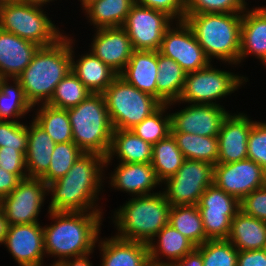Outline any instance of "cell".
Masks as SVG:
<instances>
[{
	"instance_id": "obj_1",
	"label": "cell",
	"mask_w": 266,
	"mask_h": 266,
	"mask_svg": "<svg viewBox=\"0 0 266 266\" xmlns=\"http://www.w3.org/2000/svg\"><path fill=\"white\" fill-rule=\"evenodd\" d=\"M105 159L106 157L99 154L84 153L73 163L65 176L48 184L47 195L51 194L48 210L102 211L96 202L99 200L98 195L104 185L102 182L104 183L105 178L103 176V168H106Z\"/></svg>"
},
{
	"instance_id": "obj_2",
	"label": "cell",
	"mask_w": 266,
	"mask_h": 266,
	"mask_svg": "<svg viewBox=\"0 0 266 266\" xmlns=\"http://www.w3.org/2000/svg\"><path fill=\"white\" fill-rule=\"evenodd\" d=\"M53 224L43 227L44 248L47 256L59 257L51 265L93 253L100 238L102 211L69 212L48 210Z\"/></svg>"
},
{
	"instance_id": "obj_3",
	"label": "cell",
	"mask_w": 266,
	"mask_h": 266,
	"mask_svg": "<svg viewBox=\"0 0 266 266\" xmlns=\"http://www.w3.org/2000/svg\"><path fill=\"white\" fill-rule=\"evenodd\" d=\"M70 38L64 35L53 45L39 47L17 78L33 108L47 104L57 84L71 71Z\"/></svg>"
},
{
	"instance_id": "obj_4",
	"label": "cell",
	"mask_w": 266,
	"mask_h": 266,
	"mask_svg": "<svg viewBox=\"0 0 266 266\" xmlns=\"http://www.w3.org/2000/svg\"><path fill=\"white\" fill-rule=\"evenodd\" d=\"M184 21L211 62L239 64L242 13L185 14Z\"/></svg>"
},
{
	"instance_id": "obj_5",
	"label": "cell",
	"mask_w": 266,
	"mask_h": 266,
	"mask_svg": "<svg viewBox=\"0 0 266 266\" xmlns=\"http://www.w3.org/2000/svg\"><path fill=\"white\" fill-rule=\"evenodd\" d=\"M170 208L161 191L132 197L113 214L118 230L114 236L148 244L168 224Z\"/></svg>"
},
{
	"instance_id": "obj_6",
	"label": "cell",
	"mask_w": 266,
	"mask_h": 266,
	"mask_svg": "<svg viewBox=\"0 0 266 266\" xmlns=\"http://www.w3.org/2000/svg\"><path fill=\"white\" fill-rule=\"evenodd\" d=\"M67 111L72 126L73 142L84 153L106 157L114 128L103 94L91 93L79 105Z\"/></svg>"
},
{
	"instance_id": "obj_7",
	"label": "cell",
	"mask_w": 266,
	"mask_h": 266,
	"mask_svg": "<svg viewBox=\"0 0 266 266\" xmlns=\"http://www.w3.org/2000/svg\"><path fill=\"white\" fill-rule=\"evenodd\" d=\"M43 6L30 1L0 3V29L40 47L55 44L64 35L45 14Z\"/></svg>"
},
{
	"instance_id": "obj_8",
	"label": "cell",
	"mask_w": 266,
	"mask_h": 266,
	"mask_svg": "<svg viewBox=\"0 0 266 266\" xmlns=\"http://www.w3.org/2000/svg\"><path fill=\"white\" fill-rule=\"evenodd\" d=\"M102 94L114 130H130L163 105L159 99L138 90L119 75Z\"/></svg>"
},
{
	"instance_id": "obj_9",
	"label": "cell",
	"mask_w": 266,
	"mask_h": 266,
	"mask_svg": "<svg viewBox=\"0 0 266 266\" xmlns=\"http://www.w3.org/2000/svg\"><path fill=\"white\" fill-rule=\"evenodd\" d=\"M212 66L210 63L207 67L198 71L186 73L181 96L178 101L168 103L170 108L176 102L177 104L179 102H185L188 104H213L222 106L220 103H217V99L219 100L226 97V95H231L248 81L246 77L216 69Z\"/></svg>"
},
{
	"instance_id": "obj_10",
	"label": "cell",
	"mask_w": 266,
	"mask_h": 266,
	"mask_svg": "<svg viewBox=\"0 0 266 266\" xmlns=\"http://www.w3.org/2000/svg\"><path fill=\"white\" fill-rule=\"evenodd\" d=\"M163 183L166 188L162 192L171 206L197 205L206 188L214 184V165L185 159L178 171Z\"/></svg>"
},
{
	"instance_id": "obj_11",
	"label": "cell",
	"mask_w": 266,
	"mask_h": 266,
	"mask_svg": "<svg viewBox=\"0 0 266 266\" xmlns=\"http://www.w3.org/2000/svg\"><path fill=\"white\" fill-rule=\"evenodd\" d=\"M173 21L163 11L134 3L122 27L134 50L158 51L163 35Z\"/></svg>"
},
{
	"instance_id": "obj_12",
	"label": "cell",
	"mask_w": 266,
	"mask_h": 266,
	"mask_svg": "<svg viewBox=\"0 0 266 266\" xmlns=\"http://www.w3.org/2000/svg\"><path fill=\"white\" fill-rule=\"evenodd\" d=\"M197 206L206 237L209 240L227 239L231 221L240 210V201L212 184L201 195Z\"/></svg>"
},
{
	"instance_id": "obj_13",
	"label": "cell",
	"mask_w": 266,
	"mask_h": 266,
	"mask_svg": "<svg viewBox=\"0 0 266 266\" xmlns=\"http://www.w3.org/2000/svg\"><path fill=\"white\" fill-rule=\"evenodd\" d=\"M47 193V184L40 178L21 180L8 196L0 200L8 225L38 222Z\"/></svg>"
},
{
	"instance_id": "obj_14",
	"label": "cell",
	"mask_w": 266,
	"mask_h": 266,
	"mask_svg": "<svg viewBox=\"0 0 266 266\" xmlns=\"http://www.w3.org/2000/svg\"><path fill=\"white\" fill-rule=\"evenodd\" d=\"M175 23L176 26H170L163 35L158 52L176 61L186 73L207 67L211 61L190 27L184 20Z\"/></svg>"
},
{
	"instance_id": "obj_15",
	"label": "cell",
	"mask_w": 266,
	"mask_h": 266,
	"mask_svg": "<svg viewBox=\"0 0 266 266\" xmlns=\"http://www.w3.org/2000/svg\"><path fill=\"white\" fill-rule=\"evenodd\" d=\"M214 184L241 201L252 191L266 185V171L253 160L214 165Z\"/></svg>"
},
{
	"instance_id": "obj_16",
	"label": "cell",
	"mask_w": 266,
	"mask_h": 266,
	"mask_svg": "<svg viewBox=\"0 0 266 266\" xmlns=\"http://www.w3.org/2000/svg\"><path fill=\"white\" fill-rule=\"evenodd\" d=\"M171 115V132L201 136H218L229 112L224 106L213 104H188Z\"/></svg>"
},
{
	"instance_id": "obj_17",
	"label": "cell",
	"mask_w": 266,
	"mask_h": 266,
	"mask_svg": "<svg viewBox=\"0 0 266 266\" xmlns=\"http://www.w3.org/2000/svg\"><path fill=\"white\" fill-rule=\"evenodd\" d=\"M4 245L19 266H44V235L39 222L10 225Z\"/></svg>"
},
{
	"instance_id": "obj_18",
	"label": "cell",
	"mask_w": 266,
	"mask_h": 266,
	"mask_svg": "<svg viewBox=\"0 0 266 266\" xmlns=\"http://www.w3.org/2000/svg\"><path fill=\"white\" fill-rule=\"evenodd\" d=\"M95 32L89 51L119 75L134 51L127 31L123 27H111Z\"/></svg>"
},
{
	"instance_id": "obj_19",
	"label": "cell",
	"mask_w": 266,
	"mask_h": 266,
	"mask_svg": "<svg viewBox=\"0 0 266 266\" xmlns=\"http://www.w3.org/2000/svg\"><path fill=\"white\" fill-rule=\"evenodd\" d=\"M254 122L244 113L228 114L217 136V163H233L247 159L248 135Z\"/></svg>"
},
{
	"instance_id": "obj_20",
	"label": "cell",
	"mask_w": 266,
	"mask_h": 266,
	"mask_svg": "<svg viewBox=\"0 0 266 266\" xmlns=\"http://www.w3.org/2000/svg\"><path fill=\"white\" fill-rule=\"evenodd\" d=\"M114 170L109 177V184L115 190L125 191L132 197L154 194L152 189L162 184L151 163L119 162Z\"/></svg>"
},
{
	"instance_id": "obj_21",
	"label": "cell",
	"mask_w": 266,
	"mask_h": 266,
	"mask_svg": "<svg viewBox=\"0 0 266 266\" xmlns=\"http://www.w3.org/2000/svg\"><path fill=\"white\" fill-rule=\"evenodd\" d=\"M40 46L0 29V77L17 79Z\"/></svg>"
},
{
	"instance_id": "obj_22",
	"label": "cell",
	"mask_w": 266,
	"mask_h": 266,
	"mask_svg": "<svg viewBox=\"0 0 266 266\" xmlns=\"http://www.w3.org/2000/svg\"><path fill=\"white\" fill-rule=\"evenodd\" d=\"M101 255L100 266H146L149 261L147 243L130 241L111 236L98 239Z\"/></svg>"
},
{
	"instance_id": "obj_23",
	"label": "cell",
	"mask_w": 266,
	"mask_h": 266,
	"mask_svg": "<svg viewBox=\"0 0 266 266\" xmlns=\"http://www.w3.org/2000/svg\"><path fill=\"white\" fill-rule=\"evenodd\" d=\"M262 61L266 58V7H255L242 13L239 64L248 55Z\"/></svg>"
},
{
	"instance_id": "obj_24",
	"label": "cell",
	"mask_w": 266,
	"mask_h": 266,
	"mask_svg": "<svg viewBox=\"0 0 266 266\" xmlns=\"http://www.w3.org/2000/svg\"><path fill=\"white\" fill-rule=\"evenodd\" d=\"M158 51L134 50L119 74L127 83L157 98Z\"/></svg>"
},
{
	"instance_id": "obj_25",
	"label": "cell",
	"mask_w": 266,
	"mask_h": 266,
	"mask_svg": "<svg viewBox=\"0 0 266 266\" xmlns=\"http://www.w3.org/2000/svg\"><path fill=\"white\" fill-rule=\"evenodd\" d=\"M73 41L71 39V70L91 93L102 94L118 74L92 52L82 54L75 62Z\"/></svg>"
},
{
	"instance_id": "obj_26",
	"label": "cell",
	"mask_w": 266,
	"mask_h": 266,
	"mask_svg": "<svg viewBox=\"0 0 266 266\" xmlns=\"http://www.w3.org/2000/svg\"><path fill=\"white\" fill-rule=\"evenodd\" d=\"M29 124L25 154L27 175L30 178H41L48 171L56 143L34 120Z\"/></svg>"
},
{
	"instance_id": "obj_27",
	"label": "cell",
	"mask_w": 266,
	"mask_h": 266,
	"mask_svg": "<svg viewBox=\"0 0 266 266\" xmlns=\"http://www.w3.org/2000/svg\"><path fill=\"white\" fill-rule=\"evenodd\" d=\"M117 156L120 163H151L152 145L138 137L132 130H114L105 167Z\"/></svg>"
},
{
	"instance_id": "obj_28",
	"label": "cell",
	"mask_w": 266,
	"mask_h": 266,
	"mask_svg": "<svg viewBox=\"0 0 266 266\" xmlns=\"http://www.w3.org/2000/svg\"><path fill=\"white\" fill-rule=\"evenodd\" d=\"M153 240H157L158 242ZM147 245L149 259L155 262L166 263L161 258L166 257V260H169H167V263L173 264H176L187 253H190L196 248V245L191 240L178 232L170 224L165 225Z\"/></svg>"
},
{
	"instance_id": "obj_29",
	"label": "cell",
	"mask_w": 266,
	"mask_h": 266,
	"mask_svg": "<svg viewBox=\"0 0 266 266\" xmlns=\"http://www.w3.org/2000/svg\"><path fill=\"white\" fill-rule=\"evenodd\" d=\"M228 241L238 250H261L266 247V221L239 210L231 221Z\"/></svg>"
},
{
	"instance_id": "obj_30",
	"label": "cell",
	"mask_w": 266,
	"mask_h": 266,
	"mask_svg": "<svg viewBox=\"0 0 266 266\" xmlns=\"http://www.w3.org/2000/svg\"><path fill=\"white\" fill-rule=\"evenodd\" d=\"M185 77L186 72L176 61L158 52L157 99L163 104L178 101Z\"/></svg>"
},
{
	"instance_id": "obj_31",
	"label": "cell",
	"mask_w": 266,
	"mask_h": 266,
	"mask_svg": "<svg viewBox=\"0 0 266 266\" xmlns=\"http://www.w3.org/2000/svg\"><path fill=\"white\" fill-rule=\"evenodd\" d=\"M133 4L134 0H96L84 13L96 29L122 27Z\"/></svg>"
},
{
	"instance_id": "obj_32",
	"label": "cell",
	"mask_w": 266,
	"mask_h": 266,
	"mask_svg": "<svg viewBox=\"0 0 266 266\" xmlns=\"http://www.w3.org/2000/svg\"><path fill=\"white\" fill-rule=\"evenodd\" d=\"M185 159L217 164L219 156L217 136H201L183 132H171Z\"/></svg>"
},
{
	"instance_id": "obj_33",
	"label": "cell",
	"mask_w": 266,
	"mask_h": 266,
	"mask_svg": "<svg viewBox=\"0 0 266 266\" xmlns=\"http://www.w3.org/2000/svg\"><path fill=\"white\" fill-rule=\"evenodd\" d=\"M168 224L191 240L196 246L209 240L197 205L171 206Z\"/></svg>"
},
{
	"instance_id": "obj_34",
	"label": "cell",
	"mask_w": 266,
	"mask_h": 266,
	"mask_svg": "<svg viewBox=\"0 0 266 266\" xmlns=\"http://www.w3.org/2000/svg\"><path fill=\"white\" fill-rule=\"evenodd\" d=\"M40 107V108H39ZM34 121L57 143L73 142L68 111L47 104L38 105Z\"/></svg>"
},
{
	"instance_id": "obj_35",
	"label": "cell",
	"mask_w": 266,
	"mask_h": 266,
	"mask_svg": "<svg viewBox=\"0 0 266 266\" xmlns=\"http://www.w3.org/2000/svg\"><path fill=\"white\" fill-rule=\"evenodd\" d=\"M184 160L183 153L171 134L152 145L151 164L161 182L173 176L182 166Z\"/></svg>"
},
{
	"instance_id": "obj_36",
	"label": "cell",
	"mask_w": 266,
	"mask_h": 266,
	"mask_svg": "<svg viewBox=\"0 0 266 266\" xmlns=\"http://www.w3.org/2000/svg\"><path fill=\"white\" fill-rule=\"evenodd\" d=\"M13 82V86L9 81ZM9 82V83H8ZM10 84V85H9ZM34 109L26 99L24 90L18 79H0V120L11 118L18 121ZM15 119V120H14ZM17 119V120H16Z\"/></svg>"
},
{
	"instance_id": "obj_37",
	"label": "cell",
	"mask_w": 266,
	"mask_h": 266,
	"mask_svg": "<svg viewBox=\"0 0 266 266\" xmlns=\"http://www.w3.org/2000/svg\"><path fill=\"white\" fill-rule=\"evenodd\" d=\"M91 92L71 70L55 87L47 105L58 109H70L79 105Z\"/></svg>"
},
{
	"instance_id": "obj_38",
	"label": "cell",
	"mask_w": 266,
	"mask_h": 266,
	"mask_svg": "<svg viewBox=\"0 0 266 266\" xmlns=\"http://www.w3.org/2000/svg\"><path fill=\"white\" fill-rule=\"evenodd\" d=\"M168 108V104H163L157 111L146 117L139 124H136L130 130L151 145L165 139L171 134L172 128L171 115L166 113Z\"/></svg>"
},
{
	"instance_id": "obj_39",
	"label": "cell",
	"mask_w": 266,
	"mask_h": 266,
	"mask_svg": "<svg viewBox=\"0 0 266 266\" xmlns=\"http://www.w3.org/2000/svg\"><path fill=\"white\" fill-rule=\"evenodd\" d=\"M84 152L74 143L55 144L48 171L40 178L47 185L65 176Z\"/></svg>"
},
{
	"instance_id": "obj_40",
	"label": "cell",
	"mask_w": 266,
	"mask_h": 266,
	"mask_svg": "<svg viewBox=\"0 0 266 266\" xmlns=\"http://www.w3.org/2000/svg\"><path fill=\"white\" fill-rule=\"evenodd\" d=\"M196 248L202 254L203 266H237L239 251L227 239L207 240Z\"/></svg>"
},
{
	"instance_id": "obj_41",
	"label": "cell",
	"mask_w": 266,
	"mask_h": 266,
	"mask_svg": "<svg viewBox=\"0 0 266 266\" xmlns=\"http://www.w3.org/2000/svg\"><path fill=\"white\" fill-rule=\"evenodd\" d=\"M28 126L11 119L0 120V147L27 151Z\"/></svg>"
},
{
	"instance_id": "obj_42",
	"label": "cell",
	"mask_w": 266,
	"mask_h": 266,
	"mask_svg": "<svg viewBox=\"0 0 266 266\" xmlns=\"http://www.w3.org/2000/svg\"><path fill=\"white\" fill-rule=\"evenodd\" d=\"M245 10L238 0H185V14L243 13Z\"/></svg>"
},
{
	"instance_id": "obj_43",
	"label": "cell",
	"mask_w": 266,
	"mask_h": 266,
	"mask_svg": "<svg viewBox=\"0 0 266 266\" xmlns=\"http://www.w3.org/2000/svg\"><path fill=\"white\" fill-rule=\"evenodd\" d=\"M247 158L266 171V122L253 123L248 135Z\"/></svg>"
},
{
	"instance_id": "obj_44",
	"label": "cell",
	"mask_w": 266,
	"mask_h": 266,
	"mask_svg": "<svg viewBox=\"0 0 266 266\" xmlns=\"http://www.w3.org/2000/svg\"><path fill=\"white\" fill-rule=\"evenodd\" d=\"M25 154L26 151H18L16 148L0 147V166L23 180L28 177Z\"/></svg>"
},
{
	"instance_id": "obj_45",
	"label": "cell",
	"mask_w": 266,
	"mask_h": 266,
	"mask_svg": "<svg viewBox=\"0 0 266 266\" xmlns=\"http://www.w3.org/2000/svg\"><path fill=\"white\" fill-rule=\"evenodd\" d=\"M240 210L259 220L266 221V185L245 196L240 201Z\"/></svg>"
},
{
	"instance_id": "obj_46",
	"label": "cell",
	"mask_w": 266,
	"mask_h": 266,
	"mask_svg": "<svg viewBox=\"0 0 266 266\" xmlns=\"http://www.w3.org/2000/svg\"><path fill=\"white\" fill-rule=\"evenodd\" d=\"M134 3L163 11L175 21H183L185 17V0H134Z\"/></svg>"
},
{
	"instance_id": "obj_47",
	"label": "cell",
	"mask_w": 266,
	"mask_h": 266,
	"mask_svg": "<svg viewBox=\"0 0 266 266\" xmlns=\"http://www.w3.org/2000/svg\"><path fill=\"white\" fill-rule=\"evenodd\" d=\"M237 266H266L264 249L239 251Z\"/></svg>"
},
{
	"instance_id": "obj_48",
	"label": "cell",
	"mask_w": 266,
	"mask_h": 266,
	"mask_svg": "<svg viewBox=\"0 0 266 266\" xmlns=\"http://www.w3.org/2000/svg\"><path fill=\"white\" fill-rule=\"evenodd\" d=\"M21 179L12 173H9L0 166V200L8 196L17 186Z\"/></svg>"
},
{
	"instance_id": "obj_49",
	"label": "cell",
	"mask_w": 266,
	"mask_h": 266,
	"mask_svg": "<svg viewBox=\"0 0 266 266\" xmlns=\"http://www.w3.org/2000/svg\"><path fill=\"white\" fill-rule=\"evenodd\" d=\"M177 266H203L202 254L195 248L190 253H187L177 263Z\"/></svg>"
},
{
	"instance_id": "obj_50",
	"label": "cell",
	"mask_w": 266,
	"mask_h": 266,
	"mask_svg": "<svg viewBox=\"0 0 266 266\" xmlns=\"http://www.w3.org/2000/svg\"><path fill=\"white\" fill-rule=\"evenodd\" d=\"M92 253H88L82 256L66 258L56 263L55 266H93L92 262L90 263L89 257Z\"/></svg>"
},
{
	"instance_id": "obj_51",
	"label": "cell",
	"mask_w": 266,
	"mask_h": 266,
	"mask_svg": "<svg viewBox=\"0 0 266 266\" xmlns=\"http://www.w3.org/2000/svg\"><path fill=\"white\" fill-rule=\"evenodd\" d=\"M8 227L9 225H8L7 219L5 218L3 209L0 206V245L4 244Z\"/></svg>"
},
{
	"instance_id": "obj_52",
	"label": "cell",
	"mask_w": 266,
	"mask_h": 266,
	"mask_svg": "<svg viewBox=\"0 0 266 266\" xmlns=\"http://www.w3.org/2000/svg\"><path fill=\"white\" fill-rule=\"evenodd\" d=\"M146 266H177V265L173 264V263H167V262L166 263L155 262V261L149 259Z\"/></svg>"
},
{
	"instance_id": "obj_53",
	"label": "cell",
	"mask_w": 266,
	"mask_h": 266,
	"mask_svg": "<svg viewBox=\"0 0 266 266\" xmlns=\"http://www.w3.org/2000/svg\"><path fill=\"white\" fill-rule=\"evenodd\" d=\"M81 2V5H82V9L84 11V9L89 5L91 4L92 2L96 1V0H79Z\"/></svg>"
},
{
	"instance_id": "obj_54",
	"label": "cell",
	"mask_w": 266,
	"mask_h": 266,
	"mask_svg": "<svg viewBox=\"0 0 266 266\" xmlns=\"http://www.w3.org/2000/svg\"><path fill=\"white\" fill-rule=\"evenodd\" d=\"M20 1L37 2V3H42L46 5L47 3H50V1H54V0H20Z\"/></svg>"
},
{
	"instance_id": "obj_55",
	"label": "cell",
	"mask_w": 266,
	"mask_h": 266,
	"mask_svg": "<svg viewBox=\"0 0 266 266\" xmlns=\"http://www.w3.org/2000/svg\"><path fill=\"white\" fill-rule=\"evenodd\" d=\"M238 2L245 8L247 9L248 7L247 6V2L245 0H238Z\"/></svg>"
},
{
	"instance_id": "obj_56",
	"label": "cell",
	"mask_w": 266,
	"mask_h": 266,
	"mask_svg": "<svg viewBox=\"0 0 266 266\" xmlns=\"http://www.w3.org/2000/svg\"><path fill=\"white\" fill-rule=\"evenodd\" d=\"M13 1H20V0H0V3H4V2H13Z\"/></svg>"
},
{
	"instance_id": "obj_57",
	"label": "cell",
	"mask_w": 266,
	"mask_h": 266,
	"mask_svg": "<svg viewBox=\"0 0 266 266\" xmlns=\"http://www.w3.org/2000/svg\"><path fill=\"white\" fill-rule=\"evenodd\" d=\"M262 64L266 66V58L262 61Z\"/></svg>"
}]
</instances>
